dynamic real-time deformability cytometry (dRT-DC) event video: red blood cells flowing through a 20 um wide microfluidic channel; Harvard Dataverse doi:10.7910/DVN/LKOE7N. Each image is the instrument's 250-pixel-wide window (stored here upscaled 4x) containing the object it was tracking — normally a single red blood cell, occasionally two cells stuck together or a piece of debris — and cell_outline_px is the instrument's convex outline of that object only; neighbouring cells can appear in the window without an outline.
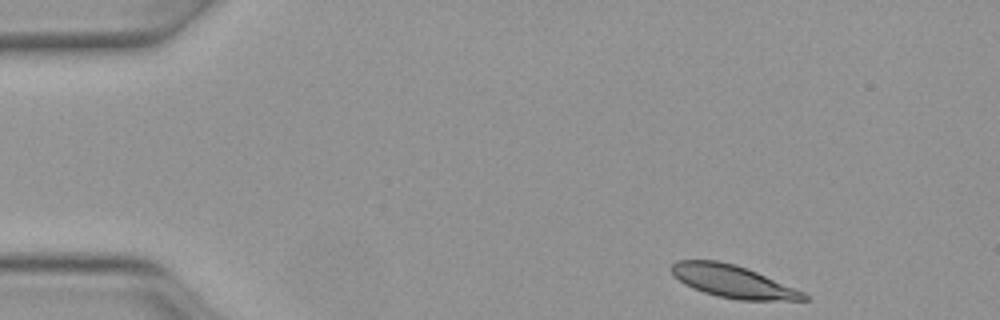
{"species": "Egyptian fruit bat (a non-hibernating species)", "species_latin": "Rousettus aegyptiacus", "temperature_condition": "warm", "stored_images_in_passage": 35, "camera_frame_rate_fps": 3000, "um_per_image_px": 0.085, "animal": {"sex": "female"}, "frame": {"image": 1, "passage_image": 1, "time_ms": 0.0, "image_size_px": [1000, 320], "cell_outline_px": [[808, 300], [740, 300], [716, 296], [692, 288], [684, 284], [672, 276], [668, 268], [676, 260], [720, 260], [736, 264], [748, 268], [804, 292], [808, 296]], "centroid_in_image_um": [62.23, 23.9], "position_along_channel_um": 22.8, "area_um2": 25.32}}
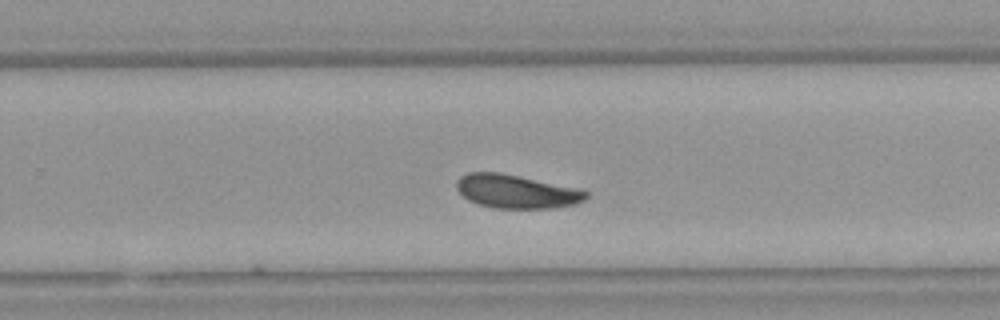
{"frame": {"image": 2, "passage_image": 27, "time_ms": 8.667, "image_size_px": [1000, 320], "cell_outline_px": [[588, 196], [584, 200], [576, 204], [556, 208], [492, 208], [468, 200], [456, 188], [456, 180], [460, 176], [468, 172], [500, 172], [520, 176], [572, 188], [588, 192]], "centroid_in_image_um": [43.84, 16.28], "position_along_channel_um": 286.0, "area_um2": 25.09}}
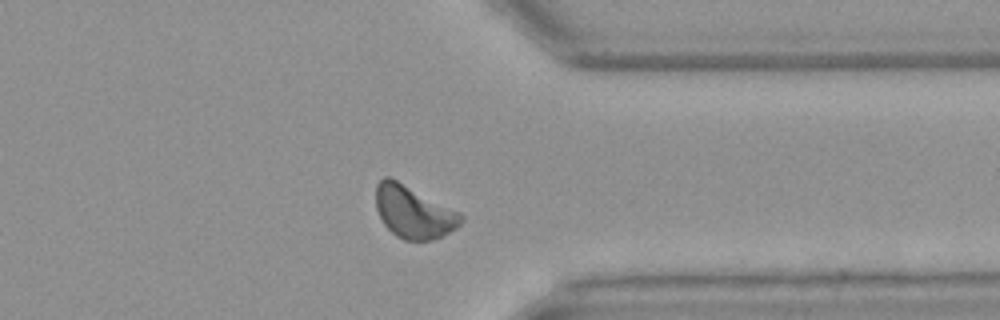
{"frame": {"image": 3, "passage_image": 34, "time_ms": 11.0, "image_size_px": [1000, 320], "cell_outline_px": [[464, 216], [460, 224], [456, 228], [432, 240], [404, 240], [396, 236], [384, 224], [376, 208], [376, 184], [384, 176], [388, 176], [460, 212]], "centroid_in_image_um": [35.14, 18.02], "position_along_channel_um": 376.3, "area_um2": 25.61}}